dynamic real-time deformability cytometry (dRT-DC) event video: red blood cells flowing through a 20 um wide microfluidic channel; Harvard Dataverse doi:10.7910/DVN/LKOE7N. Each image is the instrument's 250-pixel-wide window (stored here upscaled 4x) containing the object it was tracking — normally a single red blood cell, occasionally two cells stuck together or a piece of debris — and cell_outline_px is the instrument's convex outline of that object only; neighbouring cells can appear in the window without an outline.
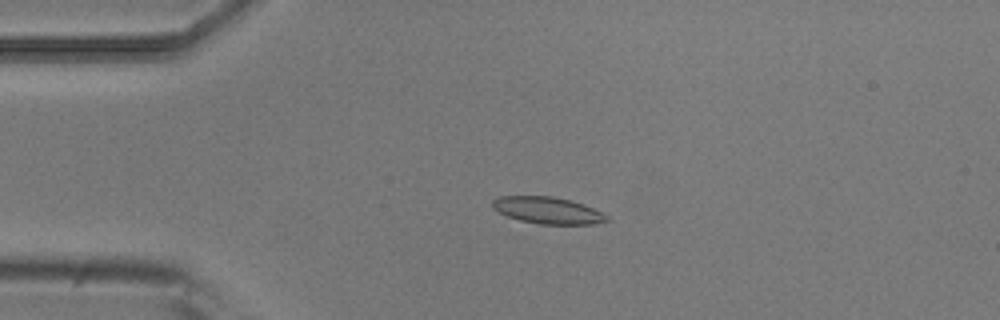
{"species": "common noctule bat (a hibernating species)", "species_latin": "Nyctalus noctula", "temperature_condition": "room temperature", "stored_images_in_passage": 3, "camera_frame_rate_fps": 3000, "um_per_image_px": 0.085, "animal": {"sex": "male", "body_mass_g": 20.5, "forearm_length_mm": 52.5}, "frame": {"image": 1, "passage_image": 2, "time_ms": 0.333, "image_size_px": [1000, 320], "cell_outline_px": [[612, 220], [596, 224], [540, 224], [520, 220], [496, 212], [492, 208], [492, 200], [500, 196], [552, 196], [572, 200], [584, 204], [608, 216]], "centroid_in_image_um": [46.56, 17.88], "position_along_channel_um": 38.4, "area_um2": 17.98}}